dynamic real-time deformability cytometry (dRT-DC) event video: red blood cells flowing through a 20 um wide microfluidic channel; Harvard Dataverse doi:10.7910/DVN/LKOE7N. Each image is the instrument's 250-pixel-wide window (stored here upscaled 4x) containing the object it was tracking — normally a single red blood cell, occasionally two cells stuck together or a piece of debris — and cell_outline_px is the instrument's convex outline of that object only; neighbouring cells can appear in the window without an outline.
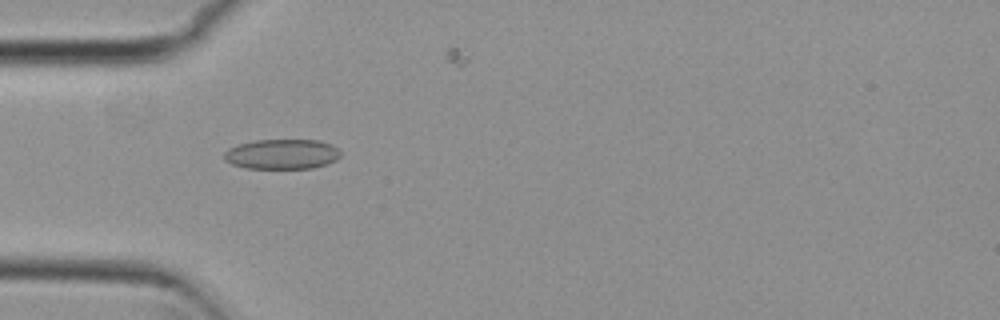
{"species": "common noctule bat (a hibernating species)", "species_latin": "Nyctalus noctula", "temperature_condition": "cold", "stored_images_in_passage": 40, "camera_frame_rate_fps": 3000, "um_per_image_px": 0.085, "animal": {"sex": "female", "body_mass_g": 29.2, "forearm_length_mm": 56.3}, "frame": {"image": 1, "passage_image": 13, "time_ms": 4.0, "image_size_px": [1000, 320], "cell_outline_px": [[340, 156], [336, 160], [328, 164], [312, 168], [244, 168], [232, 164], [224, 160], [224, 152], [228, 148], [240, 144], [256, 140], [320, 140], [332, 144], [340, 148]], "centroid_in_image_um": [24.0, 13.1], "position_along_channel_um": 61.0, "area_um2": 20.52}}
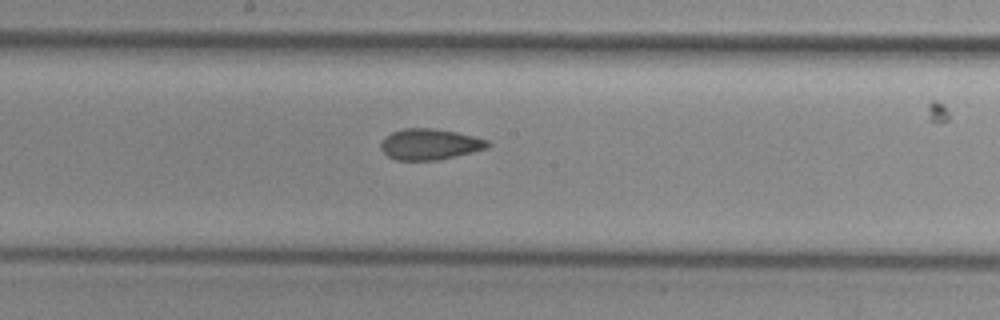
{"frame": {"image": 2, "passage_image": 25, "time_ms": 8.0, "image_size_px": [1000, 320], "cell_outline_px": [[492, 144], [488, 148], [440, 160], [396, 160], [388, 156], [380, 148], [380, 140], [384, 136], [392, 132], [404, 128], [432, 128], [456, 132], [488, 140]], "centroid_in_image_um": [36.51, 12.26], "position_along_channel_um": 211.7, "area_um2": 19.42}}
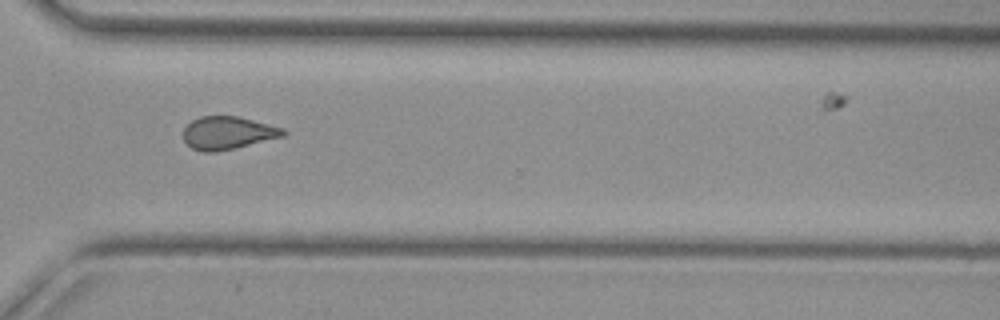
{"frame": {"image": 3, "passage_image": 36, "time_ms": 11.667, "image_size_px": [1000, 320], "cell_outline_px": [[288, 132], [284, 136], [236, 148], [216, 152], [204, 152], [192, 148], [184, 140], [184, 128], [192, 120], [200, 116], [236, 116], [284, 128]], "centroid_in_image_um": [19.37, 11.3], "position_along_channel_um": 351.2, "area_um2": 19.07}}